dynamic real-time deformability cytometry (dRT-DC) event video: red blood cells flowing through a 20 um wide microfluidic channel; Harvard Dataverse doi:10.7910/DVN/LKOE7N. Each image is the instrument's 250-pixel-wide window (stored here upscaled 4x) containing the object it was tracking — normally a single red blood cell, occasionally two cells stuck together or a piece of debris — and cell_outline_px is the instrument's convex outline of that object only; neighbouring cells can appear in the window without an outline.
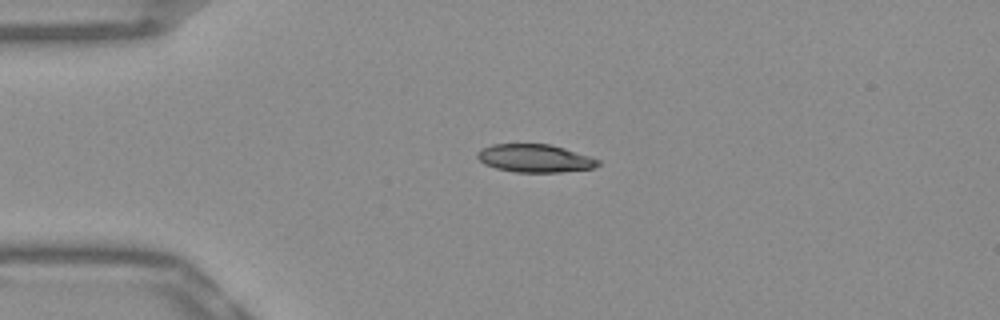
{"species": "Egyptian fruit bat (a non-hibernating species)", "species_latin": "Rousettus aegyptiacus", "temperature_condition": "warm", "stored_images_in_passage": 41, "camera_frame_rate_fps": 3000, "um_per_image_px": 0.085, "frame": {"image": 1, "passage_image": 1, "time_ms": 0.0, "image_size_px": [1000, 320], "cell_outline_px": [[600, 164], [596, 168], [560, 172], [516, 172], [496, 168], [484, 164], [476, 156], [476, 152], [480, 148], [492, 144], [548, 144], [564, 148], [600, 160]], "centroid_in_image_um": [45.44, 13.45], "position_along_channel_um": 39.6, "area_um2": 19.71}}
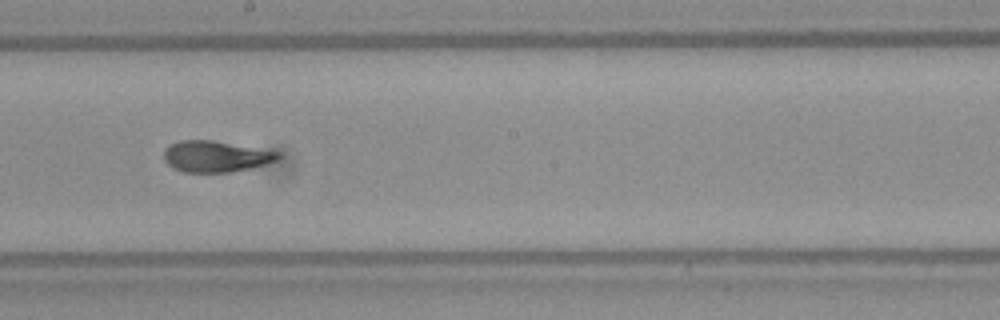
{"frame": {"image": 2, "passage_image": 18, "time_ms": 5.667, "image_size_px": [1000, 320], "cell_outline_px": [[280, 156], [276, 160], [252, 168], [228, 172], [184, 172], [172, 168], [164, 160], [164, 152], [172, 144], [180, 140], [212, 140], [280, 152]], "centroid_in_image_um": [18.33, 13.3], "position_along_channel_um": 229.9, "area_um2": 20.52}}
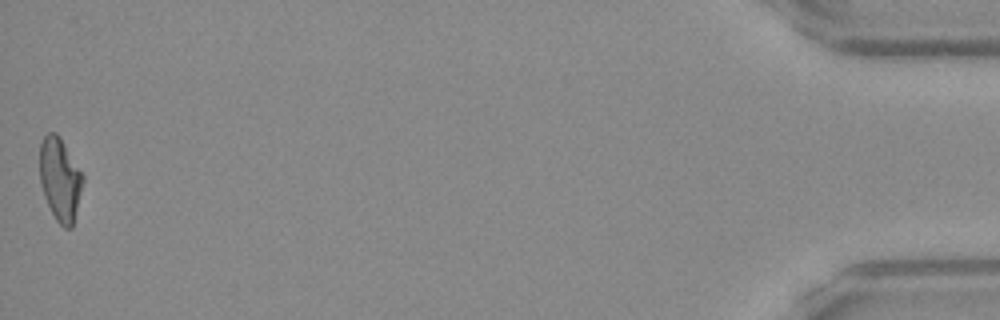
{"frame": {"image": 3, "passage_image": 41, "time_ms": 13.333, "image_size_px": [1000, 320], "cell_outline_px": [[84, 180], [72, 228], [64, 228], [56, 220], [44, 196], [40, 184], [40, 144], [44, 136], [48, 132], [56, 132], [60, 136], [84, 176]], "centroid_in_image_um": [5.1, 15.22], "position_along_channel_um": 430.1, "area_um2": 20.87}, "authors_computed_cell_mechanics": {"area_um2": 20.7502, "velocity_mm_per_s": 3.8654, "shape_relaxation_time_tau1_ms": 10.8384, "shape_relaxation_time_tau2_ms": 1.3545, "deformation_change_tau1": 0.2868, "deformation_change_tau2": 0.082}}